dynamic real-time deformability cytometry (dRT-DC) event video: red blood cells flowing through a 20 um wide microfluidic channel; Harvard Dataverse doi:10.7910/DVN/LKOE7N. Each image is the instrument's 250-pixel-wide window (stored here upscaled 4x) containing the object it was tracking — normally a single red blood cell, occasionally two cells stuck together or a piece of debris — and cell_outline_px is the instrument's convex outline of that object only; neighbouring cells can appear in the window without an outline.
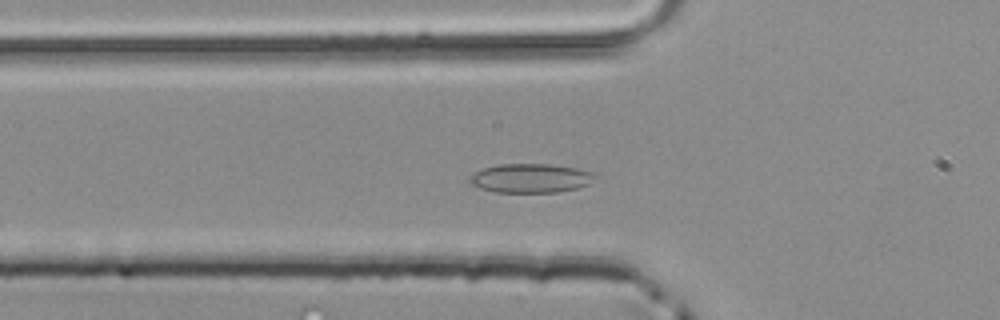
{"species": "common noctule bat (a hibernating species)", "species_latin": "Nyctalus noctula", "temperature_condition": "room temperature", "stored_images_in_passage": 38, "camera_frame_rate_fps": 3000, "um_per_image_px": 0.085, "animal": {"sex": "male", "body_mass_g": 20.4}, "frame": {"image": 1, "passage_image": 6, "time_ms": 1.667, "image_size_px": [1000, 320], "cell_outline_px": [[596, 176], [588, 184], [576, 188], [560, 192], [492, 192], [480, 188], [472, 184], [468, 180], [476, 172], [484, 168], [496, 164], [548, 164], [576, 168], [592, 172]], "centroid_in_image_um": [45.09, 15.15], "position_along_channel_um": 80.7, "area_um2": 21.04}}
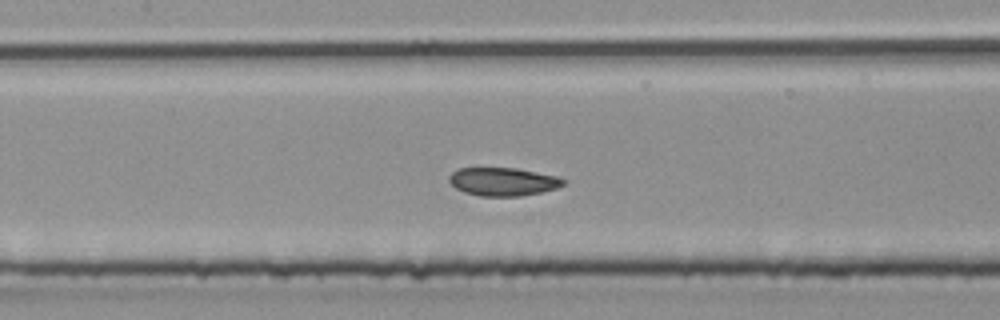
{"frame": {"image": 2, "passage_image": 12, "time_ms": 3.667, "image_size_px": [1000, 320], "cell_outline_px": [[564, 184], [556, 188], [540, 192], [520, 196], [480, 196], [464, 192], [456, 188], [448, 180], [448, 176], [452, 172], [460, 168], [516, 168], [556, 176], [564, 180]], "centroid_in_image_um": [42.71, 15.44], "position_along_channel_um": 164.7, "area_um2": 18.61}}
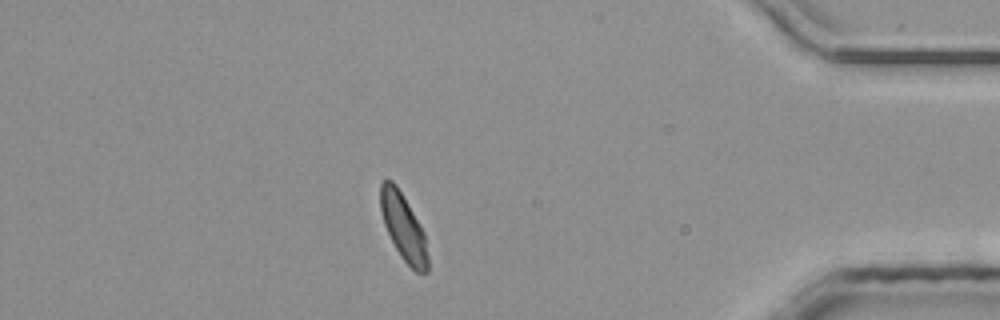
{"frame": {"image": 3, "passage_image": 32, "time_ms": 10.333, "image_size_px": [1000, 320], "cell_outline_px": [[428, 272], [416, 272], [400, 256], [384, 224], [380, 212], [380, 184], [384, 180], [392, 180], [396, 184], [420, 224], [424, 232], [428, 256]], "centroid_in_image_um": [34.28, 19.29], "position_along_channel_um": 400.9, "area_um2": 18.21}}